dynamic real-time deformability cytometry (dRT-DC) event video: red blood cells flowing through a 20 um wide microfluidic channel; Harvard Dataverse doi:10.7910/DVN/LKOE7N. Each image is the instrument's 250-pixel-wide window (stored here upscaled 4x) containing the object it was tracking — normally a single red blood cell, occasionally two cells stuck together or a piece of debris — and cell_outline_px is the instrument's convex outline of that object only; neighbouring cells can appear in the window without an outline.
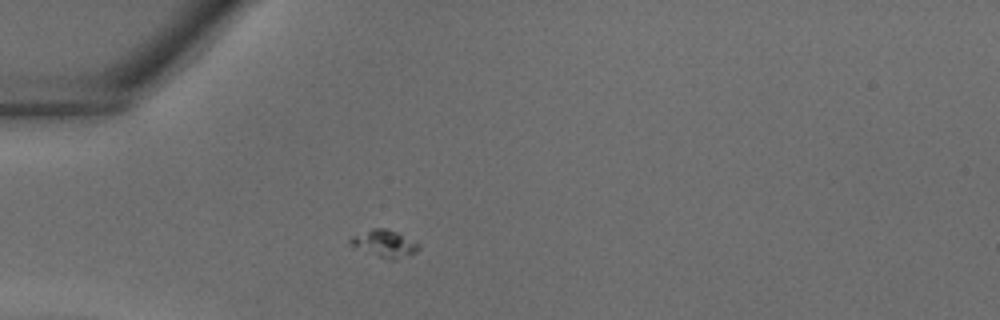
{"species": "common noctule bat (a hibernating species)", "species_latin": "Nyctalus noctula", "temperature_condition": "warm", "stored_images_in_passage": 33, "camera_frame_rate_fps": 3000, "um_per_image_px": 0.085, "animal": {"sex": "male", "body_mass_g": 18.8}, "frame": {"image": 1, "passage_image": 5, "time_ms": 1.333, "image_size_px": [1000, 320], "cell_outline_px": [[420, 248], [416, 252], [396, 260], [392, 260], [352, 248], [348, 240], [352, 236], [372, 228], [384, 228], [396, 232], [420, 244]], "centroid_in_image_um": [32.65, 20.71], "position_along_channel_um": 52.4, "area_um2": 10.81}}